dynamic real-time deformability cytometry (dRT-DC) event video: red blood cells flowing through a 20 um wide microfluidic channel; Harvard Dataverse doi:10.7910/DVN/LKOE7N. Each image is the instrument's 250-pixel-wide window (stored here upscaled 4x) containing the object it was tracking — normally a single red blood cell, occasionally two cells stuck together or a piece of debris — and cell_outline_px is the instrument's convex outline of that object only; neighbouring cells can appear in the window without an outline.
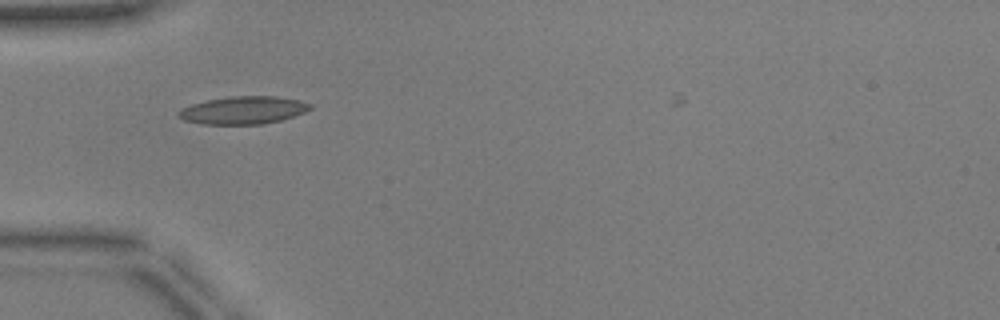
{"species": "common noctule bat (a hibernating species)", "species_latin": "Nyctalus noctula", "temperature_condition": "warm", "stored_images_in_passage": 33, "camera_frame_rate_fps": 3000, "um_per_image_px": 0.085, "animal": {"sex": "male", "body_mass_g": 17.9, "forearm_length_mm": 54.2}, "frame": {"image": 1, "passage_image": 3, "time_ms": 0.667, "image_size_px": [1000, 320], "cell_outline_px": [[312, 108], [304, 112], [280, 120], [260, 124], [200, 124], [184, 120], [176, 116], [176, 112], [180, 108], [192, 104], [208, 100], [228, 96], [276, 96], [300, 100], [312, 104]], "centroid_in_image_um": [20.63, 9.36], "position_along_channel_um": 64.4, "area_um2": 21.33}}
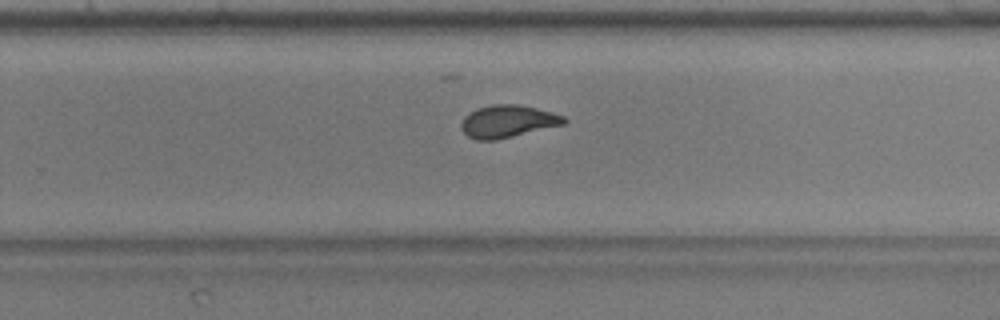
{"frame": {"image": 2, "passage_image": 20, "time_ms": 6.333, "image_size_px": [1000, 320], "cell_outline_px": [[568, 120], [564, 124], [496, 140], [476, 140], [468, 136], [460, 128], [460, 124], [464, 116], [468, 112], [476, 108], [492, 104], [516, 104], [536, 108], [552, 112], [564, 116]], "centroid_in_image_um": [43.12, 10.31], "position_along_channel_um": 286.7, "area_um2": 19.48}}
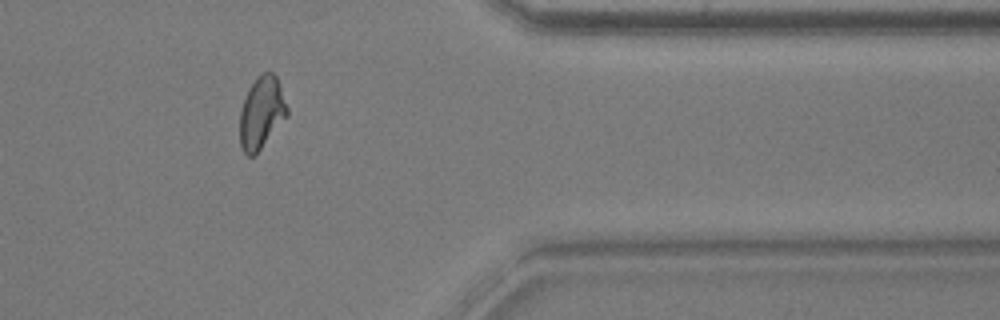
{"frame": {"image": 3, "passage_image": 29, "time_ms": 9.333, "image_size_px": [1000, 320], "cell_outline_px": [[288, 116], [260, 148], [252, 156], [248, 156], [240, 148], [240, 112], [248, 88], [256, 76], [264, 72], [272, 72], [276, 76], [288, 108]], "centroid_in_image_um": [22.22, 9.55], "position_along_channel_um": 389.2, "area_um2": 19.71}}